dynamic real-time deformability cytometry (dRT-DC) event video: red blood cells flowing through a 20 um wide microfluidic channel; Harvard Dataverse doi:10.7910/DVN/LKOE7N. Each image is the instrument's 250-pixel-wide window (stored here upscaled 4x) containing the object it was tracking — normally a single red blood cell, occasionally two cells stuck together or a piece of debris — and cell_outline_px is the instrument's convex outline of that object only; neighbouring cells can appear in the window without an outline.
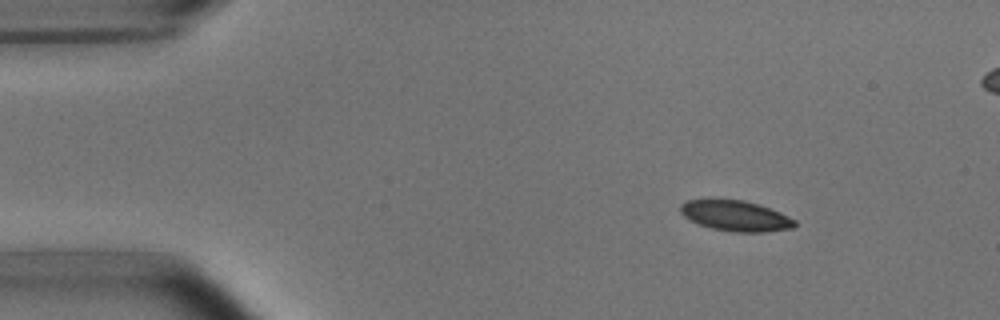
{"species": "common noctule bat (a hibernating species)", "species_latin": "Nyctalus noctula", "temperature_condition": "room temperature", "stored_images_in_passage": 5, "camera_frame_rate_fps": 3000, "um_per_image_px": 0.085, "animal": {"sex": "male", "body_mass_g": 15.6}, "frame": {"image": 1, "passage_image": 2, "time_ms": 1.0, "image_size_px": [1000, 320], "cell_outline_px": [[796, 224], [792, 228], [764, 232], [732, 232], [712, 228], [688, 220], [680, 212], [680, 204], [688, 200], [712, 196], [744, 200], [760, 204], [780, 212], [796, 220]], "centroid_in_image_um": [62.47, 18.29], "position_along_channel_um": 22.5, "area_um2": 21.1}}